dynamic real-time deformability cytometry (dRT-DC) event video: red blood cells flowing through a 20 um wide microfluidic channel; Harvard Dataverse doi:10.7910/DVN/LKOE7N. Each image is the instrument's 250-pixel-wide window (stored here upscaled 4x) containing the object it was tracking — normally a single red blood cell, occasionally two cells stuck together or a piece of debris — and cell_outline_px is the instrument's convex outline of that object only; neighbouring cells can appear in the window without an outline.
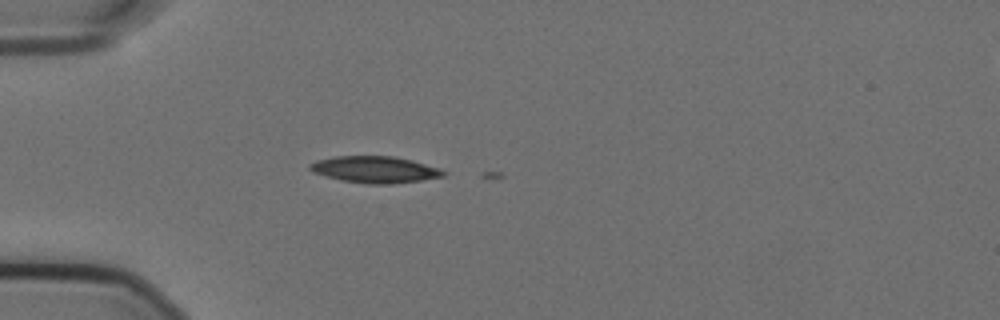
{"species": "Egyptian fruit bat (a non-hibernating species)", "species_latin": "Rousettus aegyptiacus", "temperature_condition": "cold", "stored_images_in_passage": 3, "camera_frame_rate_fps": 3000, "um_per_image_px": 0.085, "animal": {"sex": "female"}, "frame": {"image": 1, "passage_image": 2, "time_ms": 0.333, "image_size_px": [1000, 320], "cell_outline_px": [[448, 172], [444, 176], [420, 180], [392, 184], [368, 184], [340, 180], [312, 172], [308, 168], [308, 164], [316, 160], [336, 156], [392, 156], [412, 160], [440, 168]], "centroid_in_image_um": [31.86, 14.41], "position_along_channel_um": 53.1, "area_um2": 20.81}}